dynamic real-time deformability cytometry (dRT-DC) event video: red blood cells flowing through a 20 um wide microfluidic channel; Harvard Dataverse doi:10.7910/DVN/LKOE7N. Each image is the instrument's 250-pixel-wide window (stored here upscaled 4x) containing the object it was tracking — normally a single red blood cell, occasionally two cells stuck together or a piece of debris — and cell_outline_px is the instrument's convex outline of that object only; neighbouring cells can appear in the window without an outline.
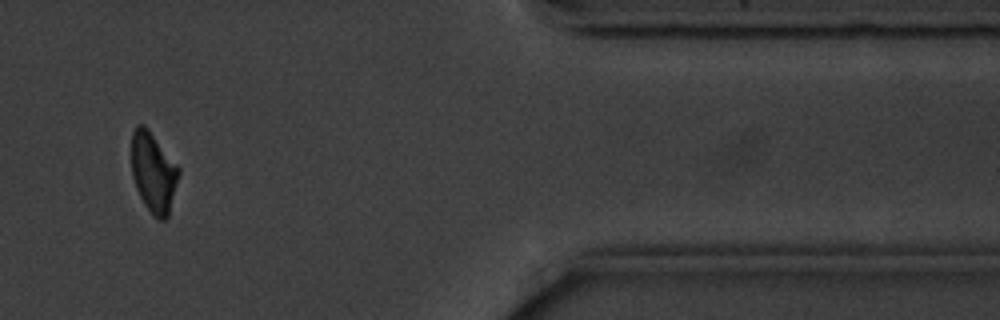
{"species": "common noctule bat (a hibernating species)", "species_latin": "Nyctalus noctula", "temperature_condition": "cold", "stored_images_in_passage": 13, "camera_frame_rate_fps": 3000, "um_per_image_px": 0.085, "animal": {"sex": "male", "body_mass_g": 20.1, "forearm_length_mm": 53.5}, "frame": {"image": 1, "passage_image": 11, "time_ms": 12.667, "image_size_px": [1000, 320], "cell_outline_px": [[180, 172], [168, 216], [164, 220], [156, 220], [152, 216], [144, 204], [136, 188], [132, 176], [132, 132], [136, 124], [144, 124], [148, 128], [180, 168]], "centroid_in_image_um": [13.04, 14.66], "position_along_channel_um": 398.4, "area_um2": 22.14}, "authors_computed_cell_mechanics": {"area_um2": 23.409, "velocity_mm_per_s": 3.5415, "shape_relaxation_time_tau1_ms": 4.7394, "shape_relaxation_time_tau2_ms": null, "deformation_change_tau1": 0.113, "deformation_change_tau2": null}}